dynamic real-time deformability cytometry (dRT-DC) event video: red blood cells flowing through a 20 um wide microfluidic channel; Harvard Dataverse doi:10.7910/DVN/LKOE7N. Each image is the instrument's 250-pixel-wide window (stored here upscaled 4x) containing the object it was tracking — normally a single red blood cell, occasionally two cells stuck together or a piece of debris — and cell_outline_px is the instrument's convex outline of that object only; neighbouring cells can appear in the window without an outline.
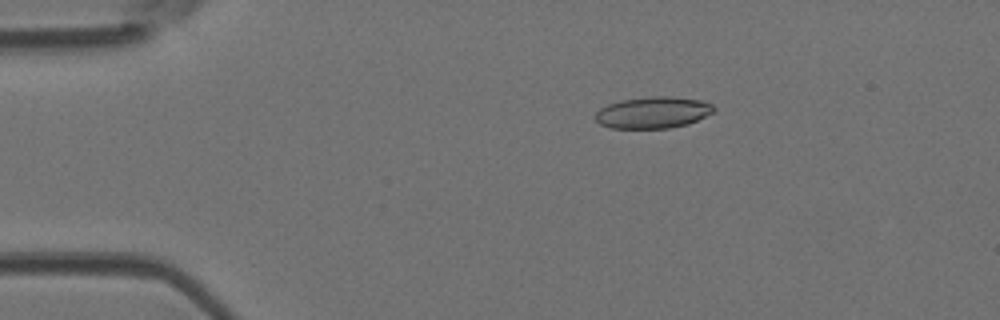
{"species": "Egyptian fruit bat (a non-hibernating species)", "species_latin": "Rousettus aegyptiacus", "temperature_condition": "room temperature", "stored_images_in_passage": 5, "camera_frame_rate_fps": 3000, "um_per_image_px": 0.085, "animal": {"sex": "female"}, "frame": {"image": 1, "passage_image": 3, "time_ms": 0.667, "image_size_px": [1000, 320], "cell_outline_px": [[716, 108], [712, 112], [688, 124], [668, 128], [612, 128], [600, 124], [596, 120], [596, 112], [600, 108], [608, 104], [620, 100], [648, 96], [668, 96], [700, 100], [712, 104]], "centroid_in_image_um": [55.48, 9.55], "position_along_channel_um": 29.5, "area_um2": 21.68}}